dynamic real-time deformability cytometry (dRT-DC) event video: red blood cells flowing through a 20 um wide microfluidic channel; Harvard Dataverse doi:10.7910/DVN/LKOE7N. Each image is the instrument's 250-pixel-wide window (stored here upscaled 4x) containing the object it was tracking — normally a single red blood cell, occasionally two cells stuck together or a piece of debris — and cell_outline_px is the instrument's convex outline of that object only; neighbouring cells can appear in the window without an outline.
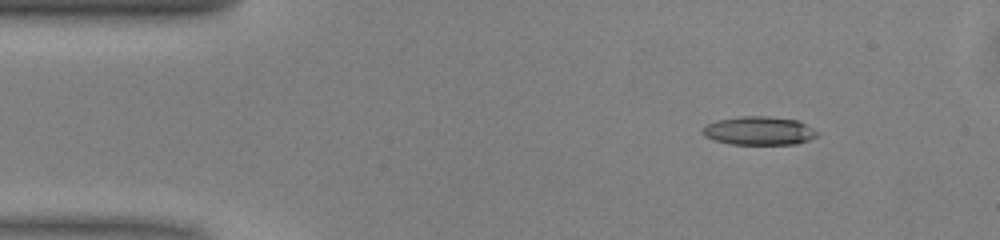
{"species": "common noctule bat (a hibernating species)", "species_latin": "Nyctalus noctula", "temperature_condition": "warm", "stored_images_in_passage": 45, "camera_frame_rate_fps": 3000, "um_per_image_px": 0.085, "animal": {"sex": "male", "body_mass_g": 13.0, "forearm_length_mm": 53.1}, "frame": {"image": 1, "passage_image": 1, "time_ms": 0.0, "image_size_px": [1000, 240], "cell_outline_px": [[820, 132], [816, 136], [808, 140], [796, 144], [732, 144], [716, 140], [704, 136], [700, 132], [700, 128], [716, 120], [740, 116], [768, 116], [796, 120]], "centroid_in_image_um": [64.48, 11.11], "position_along_channel_um": 20.5, "area_um2": 19.02}}
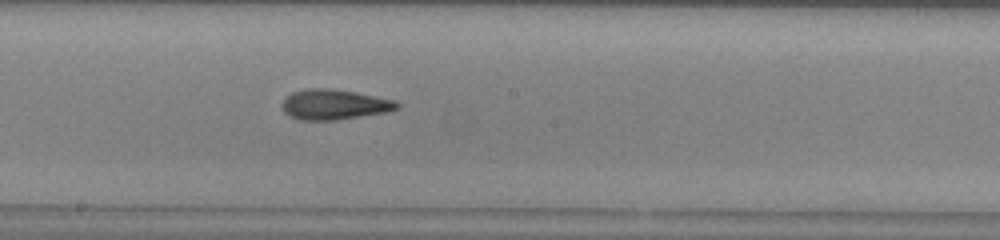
{"frame": {"image": 2, "passage_image": 21, "time_ms": 6.667, "image_size_px": [1000, 240], "cell_outline_px": [[400, 108], [388, 112], [336, 120], [300, 120], [284, 112], [284, 100], [292, 92], [304, 88], [328, 88], [356, 92], [396, 100], [400, 104]], "centroid_in_image_um": [28.47, 8.88], "position_along_channel_um": 219.7, "area_um2": 20.23}}
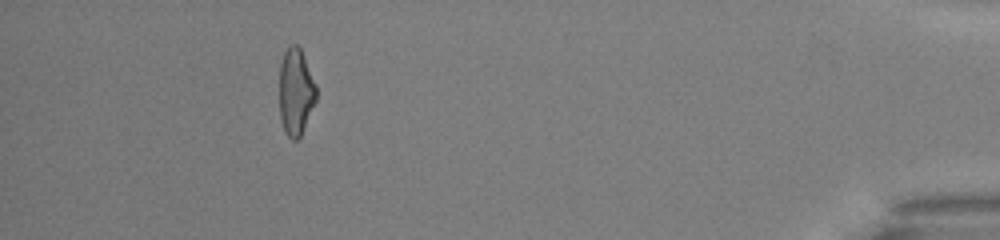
{"frame": {"image": 3, "passage_image": 40, "time_ms": 13.0, "image_size_px": [1000, 240], "cell_outline_px": [[316, 100], [300, 136], [296, 140], [292, 140], [284, 132], [280, 120], [280, 64], [284, 52], [288, 44], [296, 44], [300, 48], [304, 56], [316, 84]], "centroid_in_image_um": [25.13, 7.79], "position_along_channel_um": 410.1, "area_um2": 18.67}, "authors_computed_cell_mechanics": {"area_um2": 19.5942, "velocity_mm_per_s": 4.0856, "shape_relaxation_time_tau1_ms": 6.0305, "shape_relaxation_time_tau2_ms": 3.1506, "deformation_change_tau1": 0.2114, "deformation_change_tau2": 0.1365}}